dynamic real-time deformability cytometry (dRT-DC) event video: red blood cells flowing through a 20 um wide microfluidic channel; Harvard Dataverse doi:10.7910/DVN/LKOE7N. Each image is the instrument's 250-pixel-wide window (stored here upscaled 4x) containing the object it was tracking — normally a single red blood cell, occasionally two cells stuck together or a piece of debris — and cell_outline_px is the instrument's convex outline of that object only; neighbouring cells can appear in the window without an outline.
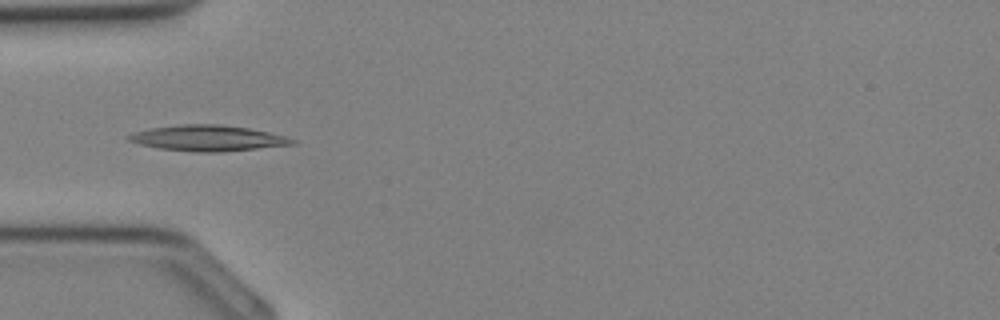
{"species": "Egyptian fruit bat (a non-hibernating species)", "species_latin": "Rousettus aegyptiacus", "temperature_condition": "cold", "stored_images_in_passage": 25, "camera_frame_rate_fps": 3000, "um_per_image_px": 0.085, "animal": {"sex": "female"}, "frame": {"image": 1, "passage_image": 1, "time_ms": 0.0, "image_size_px": [1000, 320], "cell_outline_px": [[300, 144], [220, 152], [196, 152], [160, 148], [140, 144], [128, 140], [124, 136], [132, 132], [152, 128], [180, 124], [220, 124], [248, 128], [268, 132], [284, 136], [296, 140]], "centroid_in_image_um": [17.68, 11.74], "position_along_channel_um": 67.3, "area_um2": 24.62}}
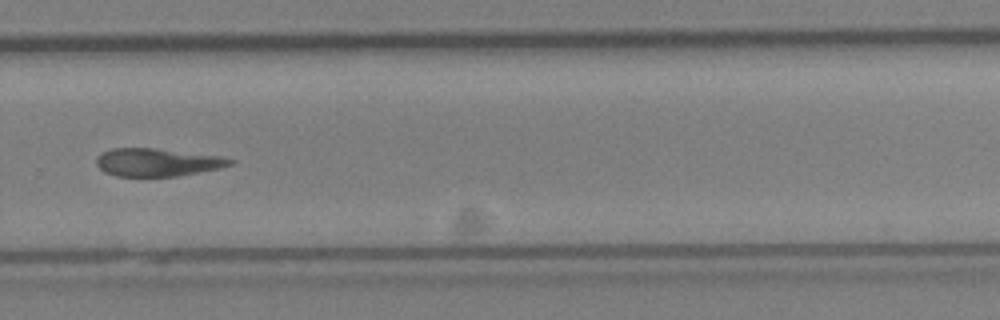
{"frame": {"image": 2, "passage_image": 14, "time_ms": 4.333, "image_size_px": [1000, 320], "cell_outline_px": [[236, 160], [232, 164], [220, 168], [200, 172], [176, 176], [116, 176], [104, 172], [96, 164], [96, 156], [112, 148], [156, 148], [220, 156]], "centroid_in_image_um": [13.37, 13.79], "position_along_channel_um": 316.4, "area_um2": 21.73}}
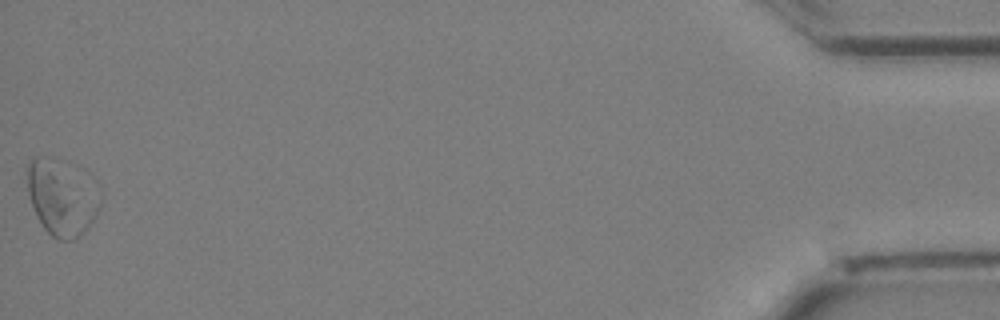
{"frame": {"image": 3, "passage_image": 25, "time_ms": 8.0, "image_size_px": [1000, 320], "cell_outline_px": [[100, 208], [96, 216], [72, 240], [60, 240], [52, 236], [44, 228], [36, 216], [28, 192], [28, 164], [36, 156], [44, 156], [100, 200]], "centroid_in_image_um": [5.07, 17.0], "position_along_channel_um": 430.1, "area_um2": 27.98}}